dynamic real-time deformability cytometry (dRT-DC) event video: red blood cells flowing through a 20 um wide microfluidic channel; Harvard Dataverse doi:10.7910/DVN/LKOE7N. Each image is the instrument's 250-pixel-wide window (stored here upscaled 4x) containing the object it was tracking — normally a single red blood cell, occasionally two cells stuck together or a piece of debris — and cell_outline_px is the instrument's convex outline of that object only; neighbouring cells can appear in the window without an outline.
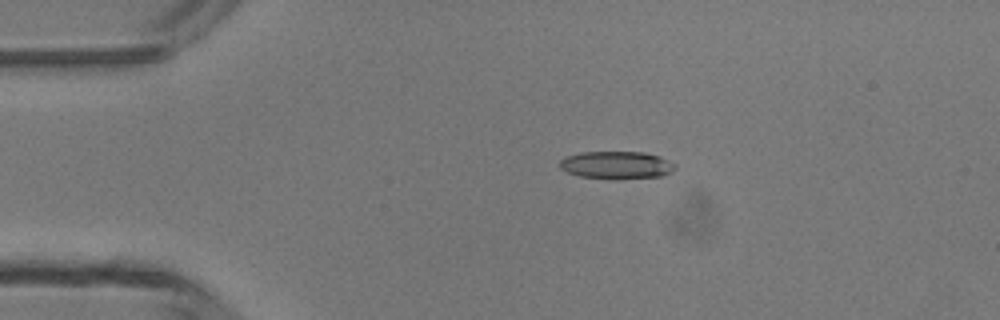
{"species": "common noctule bat (a hibernating species)", "species_latin": "Nyctalus noctula", "temperature_condition": "room temperature", "stored_images_in_passage": 4, "camera_frame_rate_fps": 3000, "um_per_image_px": 0.085, "animal": {"sex": "male", "body_mass_g": 13.3}, "frame": {"image": 1, "passage_image": 3, "time_ms": 2.333, "image_size_px": [1000, 320], "cell_outline_px": [[676, 168], [672, 172], [664, 176], [620, 180], [608, 180], [580, 176], [568, 172], [560, 168], [560, 160], [564, 156], [580, 152], [644, 152], [660, 156], [676, 164]], "centroid_in_image_um": [52.43, 14.05], "position_along_channel_um": 32.6, "area_um2": 19.13}}